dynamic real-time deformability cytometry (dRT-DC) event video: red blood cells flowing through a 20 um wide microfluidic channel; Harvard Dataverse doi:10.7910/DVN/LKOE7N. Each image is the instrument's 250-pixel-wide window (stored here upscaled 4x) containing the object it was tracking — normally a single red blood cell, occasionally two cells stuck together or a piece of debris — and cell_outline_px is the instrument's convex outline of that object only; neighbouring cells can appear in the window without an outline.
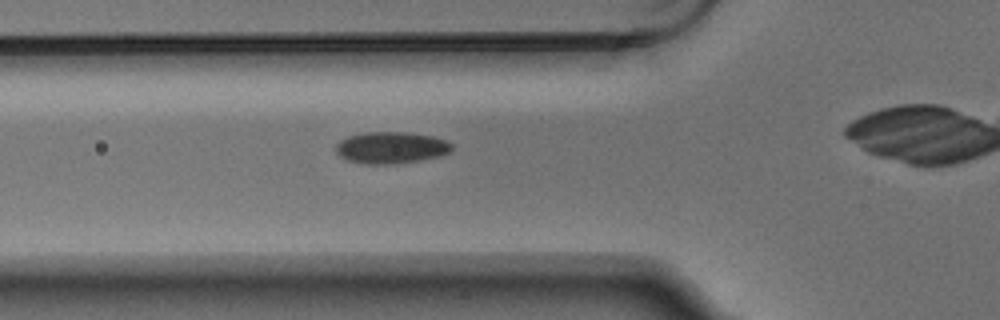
{"species": "Egyptian fruit bat (a non-hibernating species)", "species_latin": "Rousettus aegyptiacus", "temperature_condition": "warm", "stored_images_in_passage": 7, "camera_frame_rate_fps": 3000, "um_per_image_px": 0.085, "animal": {"sex": "male"}, "frame": {"image": 1, "passage_image": 6, "time_ms": 1.667, "image_size_px": [1000, 320], "cell_outline_px": [[452, 148], [448, 152], [440, 156], [400, 164], [364, 164], [348, 160], [340, 156], [336, 152], [336, 144], [340, 140], [348, 136], [364, 132], [408, 132], [432, 136], [444, 140], [452, 144]], "centroid_in_image_um": [33.22, 12.55], "position_along_channel_um": 92.6, "area_um2": 21.5}}